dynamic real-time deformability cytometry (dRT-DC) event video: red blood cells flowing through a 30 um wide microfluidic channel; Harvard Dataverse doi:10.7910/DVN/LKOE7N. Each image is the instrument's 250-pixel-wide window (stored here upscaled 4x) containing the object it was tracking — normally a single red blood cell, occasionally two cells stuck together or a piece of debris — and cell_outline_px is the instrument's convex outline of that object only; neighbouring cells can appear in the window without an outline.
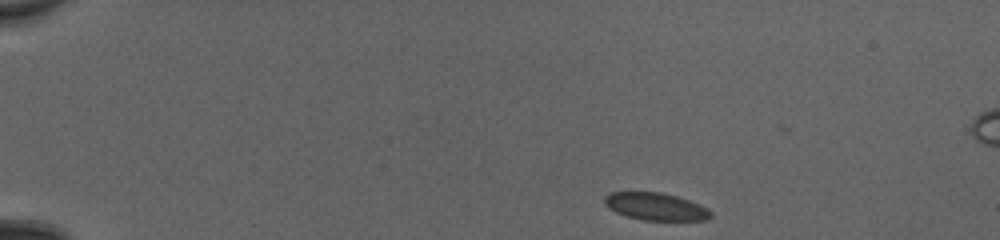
{"species": "common noctule bat (a hibernating species)", "species_latin": "Nyctalus noctula", "temperature_condition": "cold", "stored_images_in_passage": 47, "segment_of_instrument_passage": [1, 2], "camera_frame_rate_fps": 3000, "um_per_image_px": 0.085, "animal": {"sex": "female", "body_mass_g": 20.0, "forearm_length_mm": 54.0}, "frame": {"image": 1, "passage_image": 1, "time_ms": 0.0, "image_size_px": [1000, 240], "cell_outline_px": [[712, 216], [704, 220], [644, 220], [628, 216], [616, 212], [604, 204], [604, 200], [612, 192], [660, 192], [676, 196], [688, 200], [712, 212]], "centroid_in_image_um": [55.72, 17.56], "position_along_channel_um": 29.3, "area_um2": 16.53}}
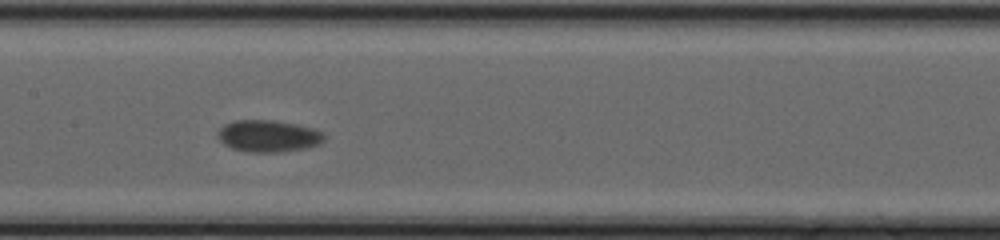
{"frame": {"image": 2, "passage_image": 21, "time_ms": 6.667, "image_size_px": [1000, 240], "cell_outline_px": [[324, 140], [316, 144], [304, 148], [280, 152], [244, 152], [232, 148], [220, 140], [220, 128], [224, 124], [236, 120], [268, 120], [292, 124], [312, 128], [320, 132], [324, 136]], "centroid_in_image_um": [22.77, 11.57], "position_along_channel_um": 184.6, "area_um2": 19.19}}
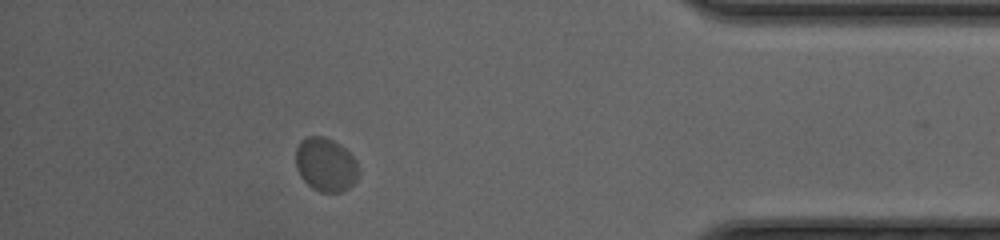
{"frame": {"image": 3, "passage_image": 41, "time_ms": 13.333, "image_size_px": [1000, 240], "cell_outline_px": [[360, 172], [356, 180], [348, 188], [340, 192], [320, 192], [312, 188], [300, 176], [296, 168], [296, 148], [300, 140], [308, 136], [324, 136], [340, 144], [356, 160]], "centroid_in_image_um": [27.68, 13.99], "position_along_channel_um": 407.5, "area_um2": 19.77}}